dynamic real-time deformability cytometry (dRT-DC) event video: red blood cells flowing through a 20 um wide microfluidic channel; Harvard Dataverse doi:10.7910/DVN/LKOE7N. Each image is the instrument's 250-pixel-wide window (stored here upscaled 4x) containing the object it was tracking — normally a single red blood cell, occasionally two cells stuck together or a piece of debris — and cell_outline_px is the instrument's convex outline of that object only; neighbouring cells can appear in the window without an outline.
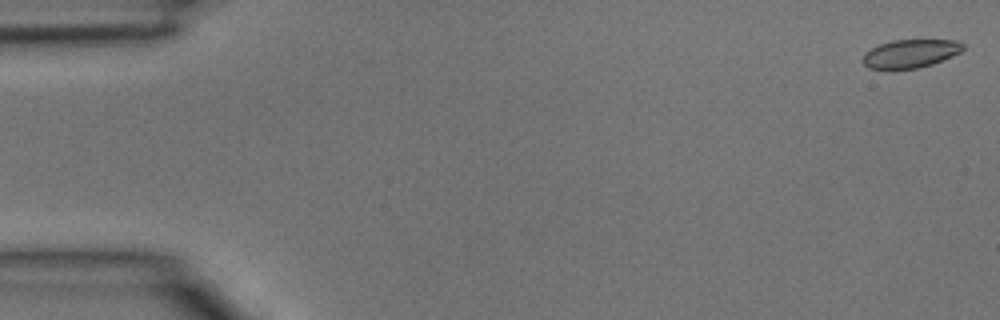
{"species": "common noctule bat (a hibernating species)", "species_latin": "Nyctalus noctula", "temperature_condition": "room temperature", "stored_images_in_passage": 4, "camera_frame_rate_fps": 3000, "um_per_image_px": 0.085, "animal": {"sex": "male", "body_mass_g": 15.6}, "frame": {"image": 1, "passage_image": 1, "time_ms": 0.0, "image_size_px": [1000, 320], "cell_outline_px": [[964, 48], [960, 52], [952, 56], [932, 64], [916, 68], [892, 72], [888, 72], [868, 68], [864, 64], [864, 52], [880, 44], [892, 40], [960, 40], [964, 44]], "centroid_in_image_um": [77.35, 4.59], "position_along_channel_um": 7.6, "area_um2": 17.05}}
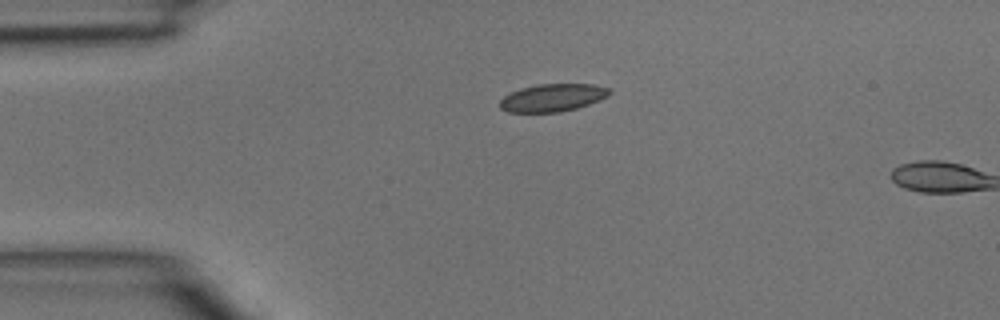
{"frame": {"image": 2, "passage_image": 3, "time_ms": 0.667, "image_size_px": [1000, 320], "cell_outline_px": [[612, 92], [608, 96], [588, 104], [576, 108], [560, 112], [508, 112], [500, 108], [500, 100], [504, 96], [520, 88], [540, 84], [592, 84], [608, 88]], "centroid_in_image_um": [46.96, 8.3], "position_along_channel_um": 38.0, "area_um2": 17.51}}